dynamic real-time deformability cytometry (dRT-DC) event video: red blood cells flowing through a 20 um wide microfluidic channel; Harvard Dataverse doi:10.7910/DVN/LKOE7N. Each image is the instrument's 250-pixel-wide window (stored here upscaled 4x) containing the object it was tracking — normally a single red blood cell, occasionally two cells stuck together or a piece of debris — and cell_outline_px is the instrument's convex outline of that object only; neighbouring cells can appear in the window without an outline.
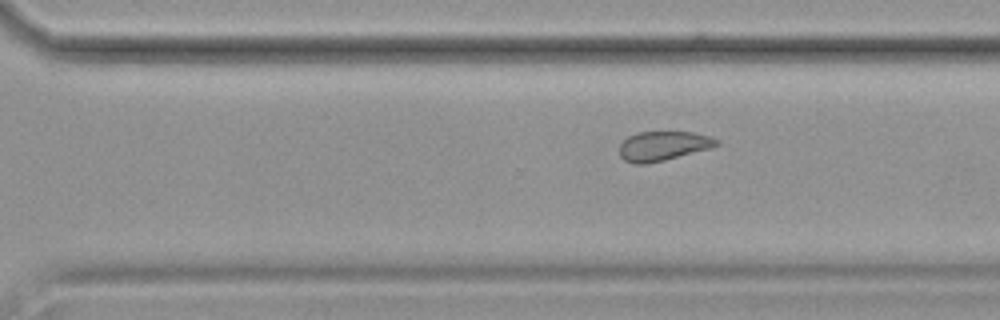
{"species": "common noctule bat (a hibernating species)", "species_latin": "Nyctalus noctula", "temperature_condition": "cold", "stored_images_in_passage": 11, "segment_of_instrument_passage": [2, 2], "camera_frame_rate_fps": 3000, "um_per_image_px": 0.085, "animal": {"sex": "female", "body_mass_g": 19.9}, "frame": {"image": 1, "passage_image": 11, "time_ms": 12.667, "image_size_px": [1000, 320], "cell_outline_px": [[720, 144], [712, 148], [648, 164], [632, 164], [624, 160], [620, 156], [620, 144], [628, 136], [636, 132], [692, 132], [708, 136], [720, 140]], "centroid_in_image_um": [56.36, 12.41], "position_along_channel_um": 314.2, "area_um2": 16.76}}